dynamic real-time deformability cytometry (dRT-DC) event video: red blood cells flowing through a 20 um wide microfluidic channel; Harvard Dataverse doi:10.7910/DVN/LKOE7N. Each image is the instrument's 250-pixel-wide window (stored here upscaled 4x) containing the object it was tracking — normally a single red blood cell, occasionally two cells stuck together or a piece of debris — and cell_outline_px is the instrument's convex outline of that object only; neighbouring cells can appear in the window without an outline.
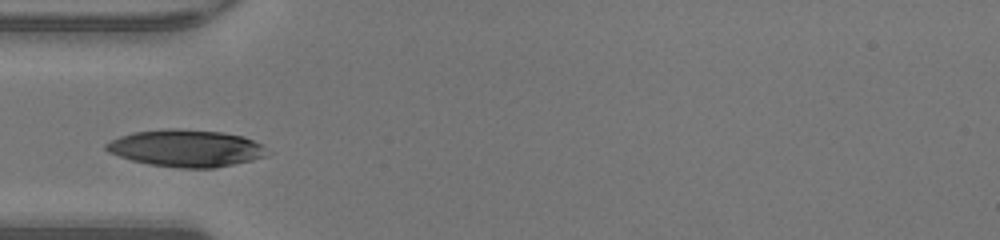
{"species": "human", "species_latin": "Homo sapiens", "temperature_condition": "warm", "stored_images_in_passage": 24, "camera_frame_rate_fps": 3000, "um_per_image_px": 0.085, "donor": {"sex": "male"}, "frame": {"image": 1, "passage_image": 1, "time_ms": 0.0, "image_size_px": [1000, 240], "cell_outline_px": [[272, 152], [268, 156], [252, 160], [212, 168], [176, 168], [148, 164], [132, 160], [108, 152], [104, 148], [104, 144], [120, 136], [132, 132], [172, 128], [220, 132], [244, 136], [260, 144]], "centroid_in_image_um": [15.83, 12.6], "position_along_channel_um": 69.2, "area_um2": 34.8}}
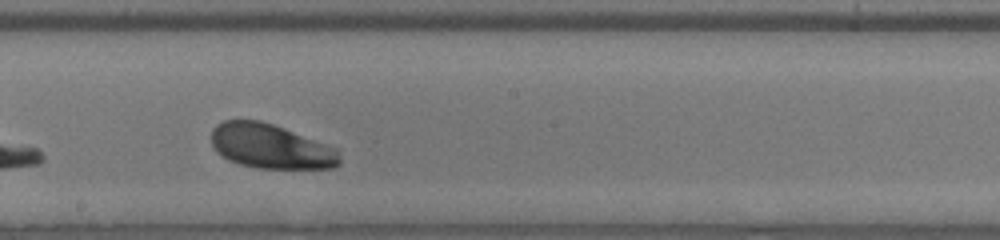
{"frame": {"image": 2, "passage_image": 12, "time_ms": 3.667, "image_size_px": [1000, 240], "cell_outline_px": [[340, 164], [336, 168], [256, 168], [240, 164], [228, 160], [216, 152], [212, 144], [212, 128], [216, 124], [224, 120], [260, 120], [272, 124], [340, 148]], "centroid_in_image_um": [23.04, 12.44], "position_along_channel_um": 225.2, "area_um2": 33.64}}
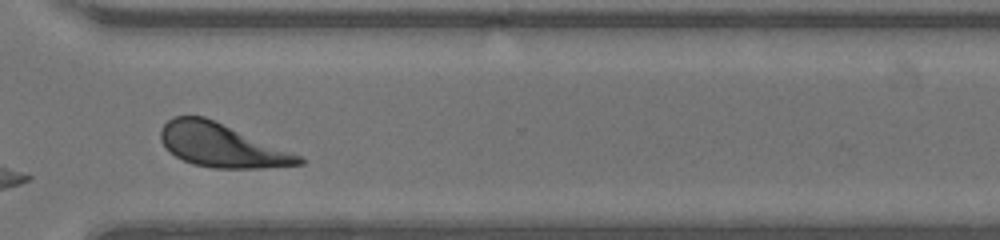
{"frame": {"image": 3, "passage_image": 21, "time_ms": 6.667, "image_size_px": [1000, 240], "cell_outline_px": [[304, 164], [260, 168], [212, 168], [192, 164], [176, 156], [160, 140], [160, 128], [168, 120], [176, 116], [204, 116], [292, 152], [300, 156], [304, 160]], "centroid_in_image_um": [18.81, 12.36], "position_along_channel_um": 351.8, "area_um2": 34.51}}